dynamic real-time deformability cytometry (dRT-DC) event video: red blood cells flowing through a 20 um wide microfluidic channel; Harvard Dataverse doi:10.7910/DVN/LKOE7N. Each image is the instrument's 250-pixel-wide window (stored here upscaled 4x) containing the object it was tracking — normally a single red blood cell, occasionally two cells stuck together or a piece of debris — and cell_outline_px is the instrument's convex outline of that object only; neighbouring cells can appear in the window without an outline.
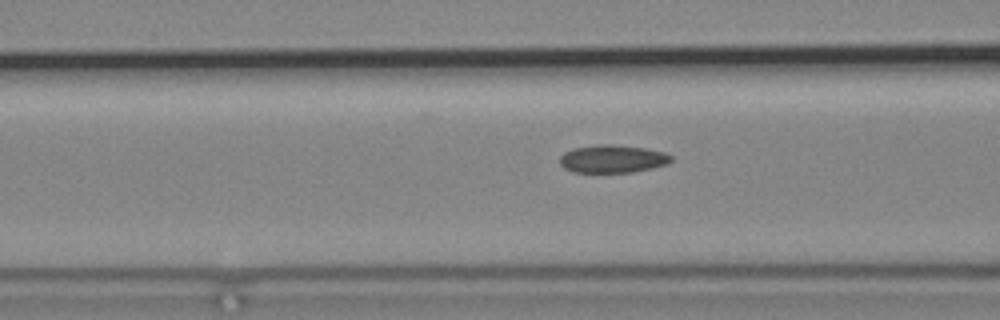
{"species": "common noctule bat (a hibernating species)", "species_latin": "Nyctalus noctula", "temperature_condition": "cold", "stored_images_in_passage": 24, "camera_frame_rate_fps": 3000, "um_per_image_px": 0.085, "animal": {"sex": "male", "body_mass_g": 19.2, "forearm_length_mm": 51.8}, "frame": {"image": 1, "passage_image": 19, "time_ms": 6.0, "image_size_px": [1000, 320], "cell_outline_px": [[672, 160], [668, 164], [652, 168], [632, 172], [572, 172], [564, 168], [560, 164], [560, 156], [564, 152], [572, 148], [596, 144], [612, 144], [644, 148], [664, 152], [672, 156]], "centroid_in_image_um": [52.05, 13.5], "position_along_channel_um": 114.6, "area_um2": 18.21}}
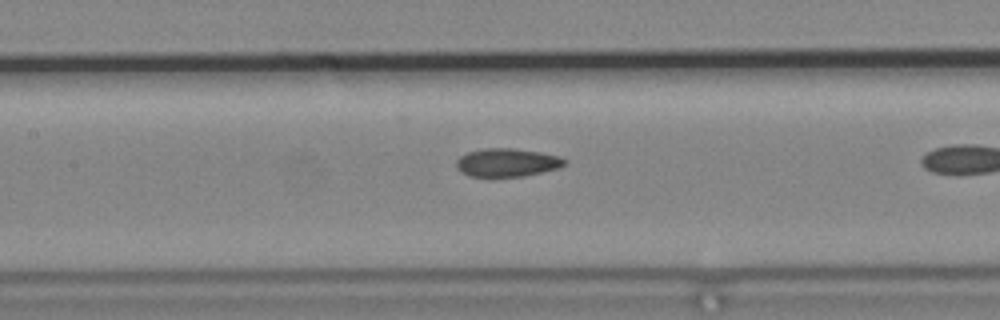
{"frame": {"image": 2, "passage_image": 23, "time_ms": 7.333, "image_size_px": [1000, 320], "cell_outline_px": [[568, 164], [560, 168], [524, 176], [468, 176], [460, 172], [456, 168], [456, 160], [460, 156], [468, 152], [484, 148], [512, 148], [540, 152], [560, 156], [568, 160]], "centroid_in_image_um": [43.13, 13.81], "position_along_channel_um": 164.3, "area_um2": 18.03}}